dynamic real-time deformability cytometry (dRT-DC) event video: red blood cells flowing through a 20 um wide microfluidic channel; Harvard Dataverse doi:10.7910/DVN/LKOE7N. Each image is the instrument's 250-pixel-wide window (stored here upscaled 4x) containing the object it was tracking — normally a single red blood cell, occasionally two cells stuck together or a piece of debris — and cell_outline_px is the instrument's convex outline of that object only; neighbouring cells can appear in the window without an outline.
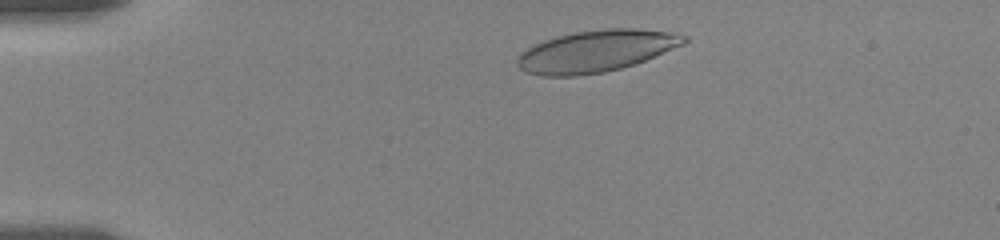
{"species": "human", "species_latin": "Homo sapiens", "temperature_condition": "room temperature", "stored_images_in_passage": 44, "camera_frame_rate_fps": 3000, "um_per_image_px": 0.085, "donor": {"sex": "female"}, "frame": {"image": 1, "passage_image": 5, "time_ms": 1.333, "image_size_px": [1000, 240], "cell_outline_px": [[688, 40], [684, 44], [644, 60], [620, 68], [604, 72], [576, 76], [544, 76], [528, 72], [520, 68], [516, 64], [516, 60], [528, 48], [536, 44], [560, 36], [576, 32], [608, 28], [636, 28], [664, 32], [688, 36]], "centroid_in_image_um": [50.68, 4.35], "position_along_channel_um": 34.3, "area_um2": 39.71}}
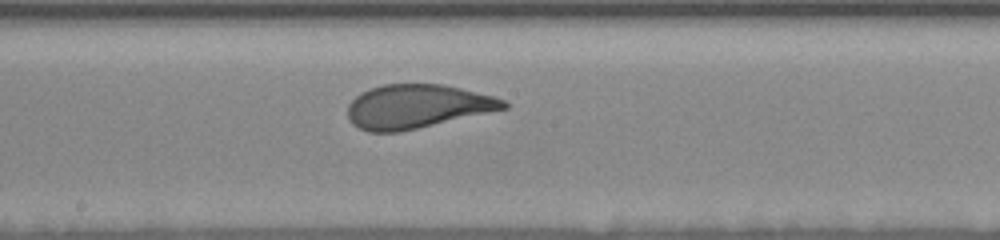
{"frame": {"image": 2, "passage_image": 25, "time_ms": 8.0, "image_size_px": [1000, 240], "cell_outline_px": [[508, 108], [400, 132], [368, 132], [352, 124], [348, 116], [348, 104], [356, 96], [372, 88], [384, 84], [444, 84], [492, 96], [504, 100], [508, 104]], "centroid_in_image_um": [35.44, 9.05], "position_along_channel_um": 212.8, "area_um2": 39.48}}
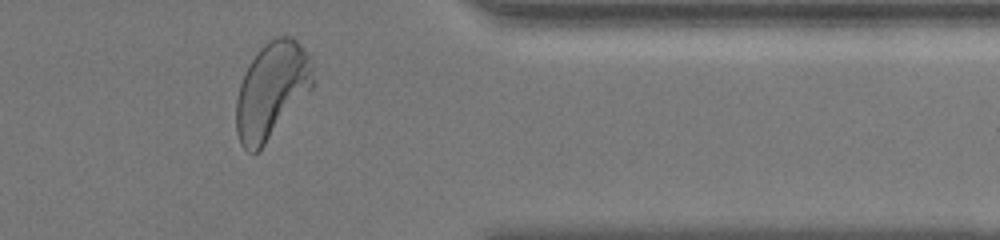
{"frame": {"image": 3, "passage_image": 41, "time_ms": 13.333, "image_size_px": [1000, 240], "cell_outline_px": [[312, 88], [264, 144], [256, 152], [248, 152], [240, 144], [236, 132], [236, 100], [240, 84], [244, 72], [260, 48], [272, 36], [292, 36], [300, 44], [308, 56], [312, 68]], "centroid_in_image_um": [23.05, 7.66], "position_along_channel_um": 388.3, "area_um2": 42.43}, "authors_computed_cell_mechanics": {"area_um2": 40.4889, "velocity_mm_per_s": 3.4987, "shape_relaxation_time_tau1_ms": 4.1102, "shape_relaxation_time_tau2_ms": null, "deformation_change_tau1": 0.1669, "deformation_change_tau2": null}}